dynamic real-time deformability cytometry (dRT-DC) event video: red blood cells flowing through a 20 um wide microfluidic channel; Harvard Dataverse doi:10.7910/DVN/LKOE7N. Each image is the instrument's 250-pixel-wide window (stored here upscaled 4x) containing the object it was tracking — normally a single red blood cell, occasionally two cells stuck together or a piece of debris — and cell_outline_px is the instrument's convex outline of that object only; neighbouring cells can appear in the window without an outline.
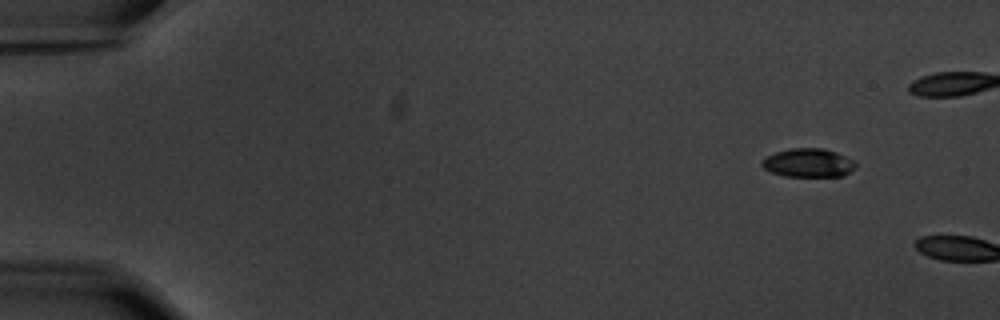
{"species": "common noctule bat (a hibernating species)", "species_latin": "Nyctalus noctula", "temperature_condition": "warm", "stored_images_in_passage": 2, "camera_frame_rate_fps": 3000, "um_per_image_px": 0.085, "animal": {"sex": "male", "body_mass_g": 20.1, "forearm_length_mm": 53.5}, "frame": {"image": 1, "passage_image": 1, "time_ms": 0.0, "image_size_px": [1000, 320], "cell_outline_px": [[856, 168], [844, 176], [784, 176], [772, 172], [764, 168], [760, 164], [760, 160], [764, 156], [776, 152], [792, 148], [824, 148], [836, 152], [852, 160], [856, 164]], "centroid_in_image_um": [68.68, 13.84], "position_along_channel_um": 16.3, "area_um2": 15.72}}